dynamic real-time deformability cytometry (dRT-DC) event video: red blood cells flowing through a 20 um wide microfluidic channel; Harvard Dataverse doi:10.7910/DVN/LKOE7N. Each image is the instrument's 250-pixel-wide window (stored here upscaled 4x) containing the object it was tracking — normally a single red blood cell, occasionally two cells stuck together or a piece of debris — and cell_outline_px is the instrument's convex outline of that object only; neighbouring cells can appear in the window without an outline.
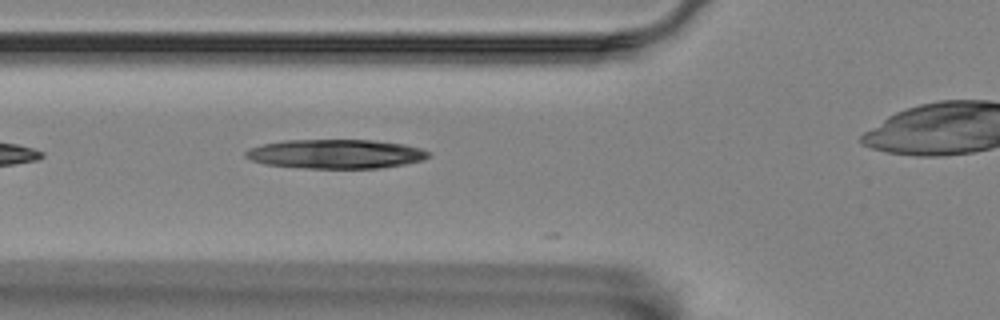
{"species": "Egyptian fruit bat (a non-hibernating species)", "species_latin": "Rousettus aegyptiacus", "temperature_condition": "room temperature", "stored_images_in_passage": 17, "camera_frame_rate_fps": 3000, "um_per_image_px": 0.085, "animal": {"sex": "female"}, "frame": {"image": 1, "passage_image": 3, "time_ms": 0.667, "image_size_px": [1000, 320], "cell_outline_px": [[432, 156], [424, 160], [404, 164], [380, 168], [304, 168], [264, 164], [252, 160], [244, 156], [244, 152], [248, 148], [264, 144], [284, 140], [376, 140], [404, 144], [420, 148], [428, 152]], "centroid_in_image_um": [28.54, 13.08], "position_along_channel_um": 97.3, "area_um2": 31.21}}
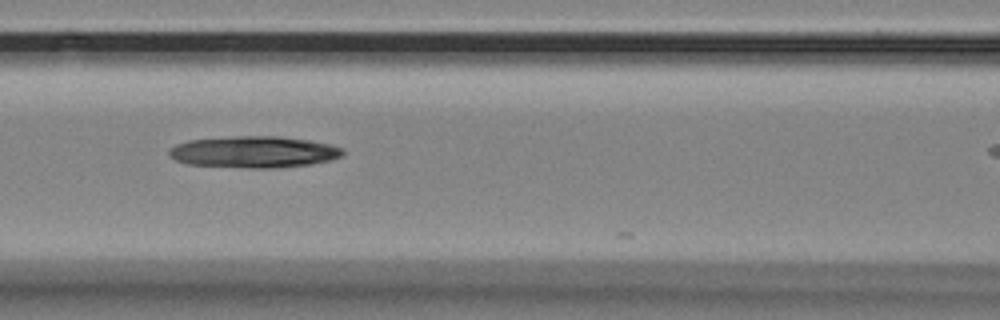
{"frame": {"image": 2, "passage_image": 7, "time_ms": 2.0, "image_size_px": [1000, 320], "cell_outline_px": [[344, 156], [332, 160], [312, 164], [276, 168], [248, 168], [188, 164], [176, 160], [168, 156], [168, 148], [176, 144], [188, 140], [232, 136], [280, 136], [308, 140], [328, 144], [344, 148]], "centroid_in_image_um": [21.58, 12.91], "position_along_channel_um": 145.0, "area_um2": 32.31}}
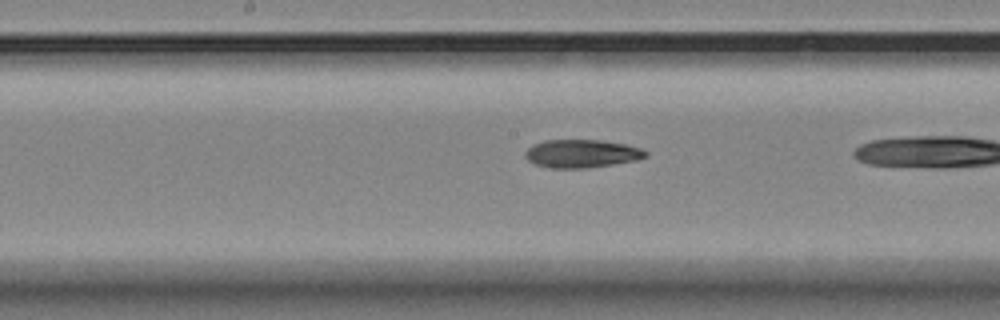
{"frame": {"image": 3, "passage_image": 9, "time_ms": 2.667, "image_size_px": [1000, 320], "cell_outline_px": [[648, 156], [636, 160], [588, 168], [552, 168], [536, 164], [528, 160], [524, 156], [524, 152], [532, 144], [544, 140], [600, 140], [624, 144], [640, 148], [648, 152]], "centroid_in_image_um": [49.42, 13.05], "position_along_channel_um": 198.8, "area_um2": 19.71}}